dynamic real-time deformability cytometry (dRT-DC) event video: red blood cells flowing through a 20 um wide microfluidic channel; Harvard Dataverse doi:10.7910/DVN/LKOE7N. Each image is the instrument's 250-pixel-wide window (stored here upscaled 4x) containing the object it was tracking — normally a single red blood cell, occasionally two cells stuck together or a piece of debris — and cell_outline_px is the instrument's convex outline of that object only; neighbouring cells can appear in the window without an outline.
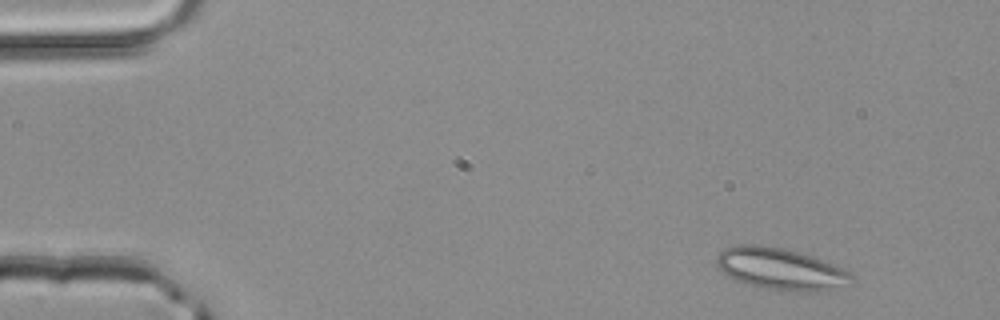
{"species": "common noctule bat (a hibernating species)", "species_latin": "Nyctalus noctula", "temperature_condition": "room temperature", "stored_images_in_passage": 4, "segment_of_instrument_passage": [1, 2], "camera_frame_rate_fps": 3000, "um_per_image_px": 0.085, "animal": {"sex": "male", "body_mass_g": 20.4}, "frame": {"image": 1, "passage_image": 1, "time_ms": 0.0, "image_size_px": [1000, 320], "cell_outline_px": [[852, 276], [828, 292], [804, 292], [760, 288], [736, 280], [728, 276], [716, 268], [716, 256], [724, 248], [736, 244], [756, 244], [784, 248], [812, 256], [832, 264], [848, 272]], "centroid_in_image_um": [66.22, 22.85], "position_along_channel_um": 18.8, "area_um2": 32.6}}